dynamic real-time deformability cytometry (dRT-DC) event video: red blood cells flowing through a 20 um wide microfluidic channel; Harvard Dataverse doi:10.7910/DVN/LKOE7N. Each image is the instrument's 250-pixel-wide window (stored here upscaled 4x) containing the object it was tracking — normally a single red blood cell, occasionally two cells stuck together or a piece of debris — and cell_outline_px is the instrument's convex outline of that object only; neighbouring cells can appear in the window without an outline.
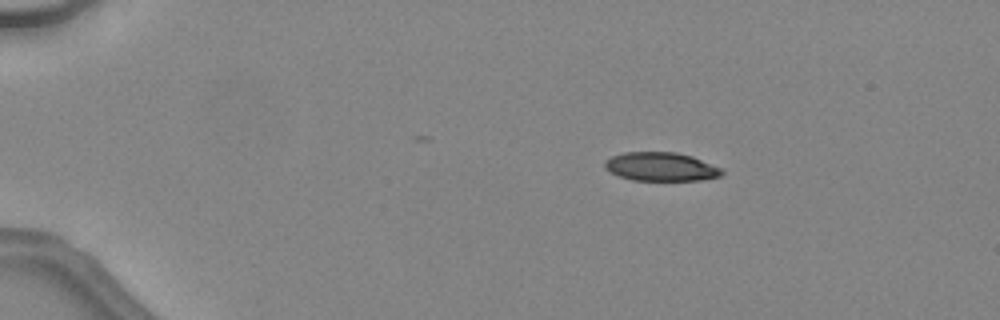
{"species": "common noctule bat (a hibernating species)", "species_latin": "Nyctalus noctula", "temperature_condition": "warm", "stored_images_in_passage": 35, "camera_frame_rate_fps": 3000, "um_per_image_px": 0.085, "animal": {"sex": "female", "body_mass_g": 24.6, "forearm_length_mm": 56.2}, "frame": {"image": 1, "passage_image": 1, "time_ms": 0.0, "image_size_px": [1000, 320], "cell_outline_px": [[724, 172], [720, 176], [704, 180], [632, 180], [620, 176], [604, 168], [604, 160], [612, 156], [624, 152], [676, 152], [692, 156], [720, 168]], "centroid_in_image_um": [56.16, 14.16], "position_along_channel_um": 28.8, "area_um2": 19.48}}
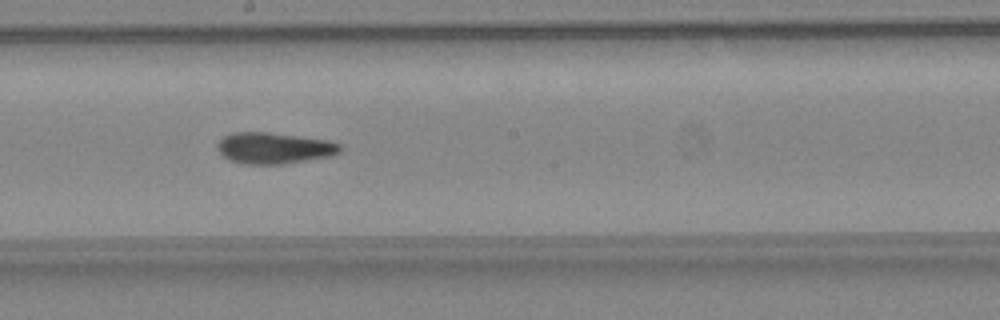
{"frame": {"image": 2, "passage_image": 20, "time_ms": 6.333, "image_size_px": [1000, 320], "cell_outline_px": [[344, 148], [340, 152], [332, 156], [284, 164], [244, 164], [228, 160], [216, 148], [216, 144], [224, 136], [232, 132], [268, 132], [328, 140], [340, 144]], "centroid_in_image_um": [23.3, 12.59], "position_along_channel_um": 224.9, "area_um2": 22.54}}
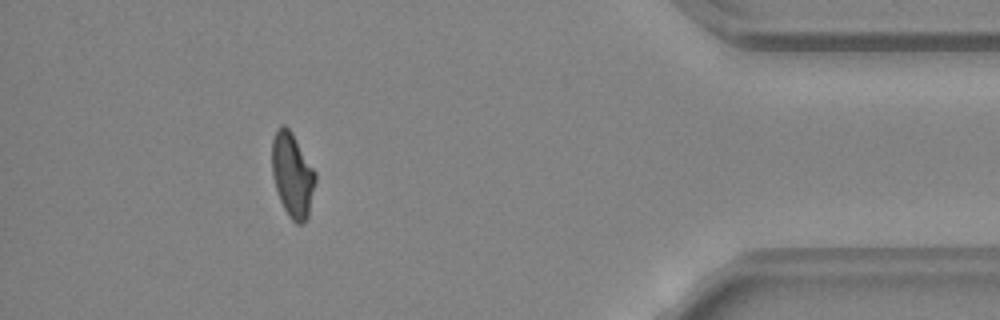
{"frame": {"image": 3, "passage_image": 35, "time_ms": 11.333, "image_size_px": [1000, 320], "cell_outline_px": [[316, 180], [308, 216], [304, 224], [296, 224], [288, 216], [280, 200], [272, 176], [272, 140], [276, 128], [280, 124], [284, 124], [292, 132], [316, 172]], "centroid_in_image_um": [24.85, 14.86], "position_along_channel_um": 410.3, "area_um2": 21.5}, "authors_computed_cell_mechanics": {"area_um2": 21.964, "velocity_mm_per_s": 4.5489, "shape_relaxation_time_tau1_ms": null, "shape_relaxation_time_tau2_ms": 2.4498, "deformation_change_tau1": null, "deformation_change_tau2": 0.1015}}